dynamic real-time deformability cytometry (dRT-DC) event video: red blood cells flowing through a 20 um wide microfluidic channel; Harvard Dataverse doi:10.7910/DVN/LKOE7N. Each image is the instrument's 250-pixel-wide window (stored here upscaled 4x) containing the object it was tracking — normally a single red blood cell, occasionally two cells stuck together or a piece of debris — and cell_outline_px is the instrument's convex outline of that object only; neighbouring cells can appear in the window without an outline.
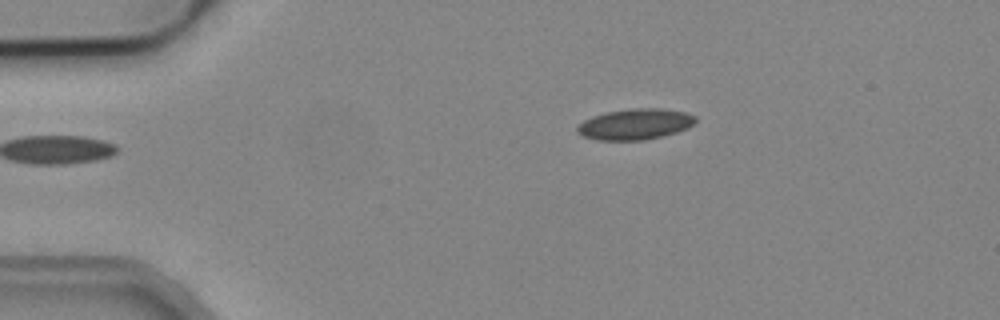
{"species": "common noctule bat (a hibernating species)", "species_latin": "Nyctalus noctula", "temperature_condition": "cold", "stored_images_in_passage": 5, "camera_frame_rate_fps": 3000, "um_per_image_px": 0.085, "animal": {"sex": "male", "body_mass_g": 19.2, "forearm_length_mm": 51.8}, "frame": {"image": 1, "passage_image": 5, "time_ms": 1.333, "image_size_px": [1000, 320], "cell_outline_px": [[696, 124], [688, 128], [676, 132], [644, 140], [596, 140], [584, 136], [576, 132], [576, 128], [584, 120], [592, 116], [608, 112], [632, 108], [660, 108], [684, 112], [696, 116]], "centroid_in_image_um": [54.0, 10.55], "position_along_channel_um": 31.0, "area_um2": 21.21}}